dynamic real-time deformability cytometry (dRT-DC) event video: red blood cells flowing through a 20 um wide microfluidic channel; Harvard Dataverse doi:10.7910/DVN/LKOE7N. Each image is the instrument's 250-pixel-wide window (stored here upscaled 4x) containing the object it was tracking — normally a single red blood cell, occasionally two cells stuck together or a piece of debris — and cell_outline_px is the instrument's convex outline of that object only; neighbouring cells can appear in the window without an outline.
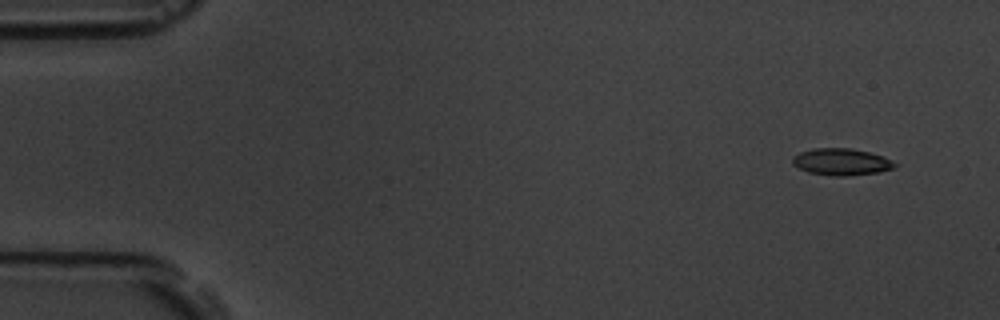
{"species": "common noctule bat (a hibernating species)", "species_latin": "Nyctalus noctula", "temperature_condition": "room temperature", "stored_images_in_passage": 5, "camera_frame_rate_fps": 3000, "um_per_image_px": 0.085, "animal": {"sex": "male", "body_mass_g": 19.5, "forearm_length_mm": 54.6}, "frame": {"image": 1, "passage_image": 2, "time_ms": 1.0, "image_size_px": [1000, 320], "cell_outline_px": [[896, 164], [892, 168], [876, 172], [844, 176], [832, 176], [808, 172], [792, 164], [792, 156], [800, 152], [812, 148], [852, 148], [868, 152], [880, 156]], "centroid_in_image_um": [71.42, 13.75], "position_along_channel_um": 13.6, "area_um2": 15.66}}
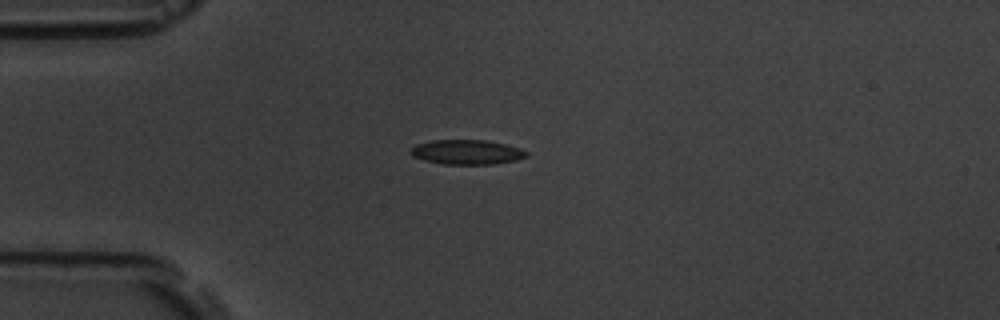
{"frame": {"image": 2, "passage_image": 5, "time_ms": 4.667, "image_size_px": [1000, 320], "cell_outline_px": [[528, 156], [516, 160], [492, 164], [444, 164], [424, 160], [412, 156], [408, 152], [416, 144], [432, 140], [484, 140], [504, 144], [520, 148], [528, 152]], "centroid_in_image_um": [39.66, 12.93], "position_along_channel_um": 45.3, "area_um2": 16.59}}